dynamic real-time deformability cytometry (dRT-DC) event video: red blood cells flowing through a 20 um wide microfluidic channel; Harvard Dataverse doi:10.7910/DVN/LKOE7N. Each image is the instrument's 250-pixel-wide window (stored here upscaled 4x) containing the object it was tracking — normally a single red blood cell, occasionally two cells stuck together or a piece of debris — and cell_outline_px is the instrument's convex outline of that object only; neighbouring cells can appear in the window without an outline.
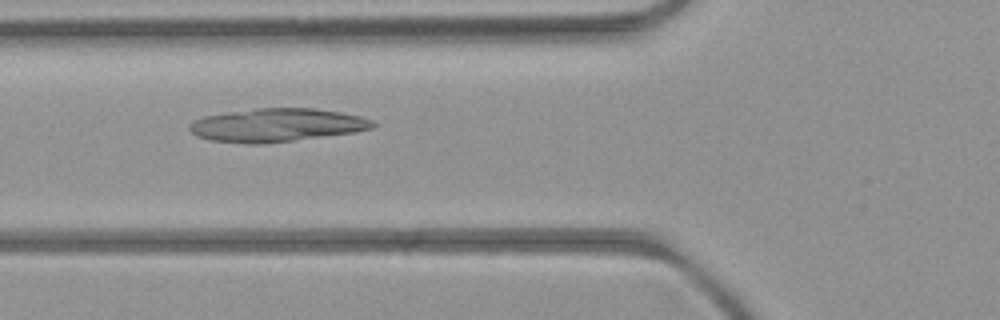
{"species": "common noctule bat (a hibernating species)", "species_latin": "Nyctalus noctula", "temperature_condition": "room temperature", "stored_images_in_passage": 8, "camera_frame_rate_fps": 3000, "um_per_image_px": 0.085, "animal": {"sex": "female", "body_mass_g": 21.9}, "frame": {"image": 1, "passage_image": 5, "time_ms": 5.333, "image_size_px": [1000, 320], "cell_outline_px": [[376, 128], [356, 132], [260, 144], [248, 144], [212, 140], [196, 136], [188, 128], [188, 124], [192, 120], [204, 116], [228, 112], [256, 108], [316, 108], [340, 112], [360, 116], [372, 120], [376, 124]], "centroid_in_image_um": [23.52, 10.63], "position_along_channel_um": 102.3, "area_um2": 35.6}}
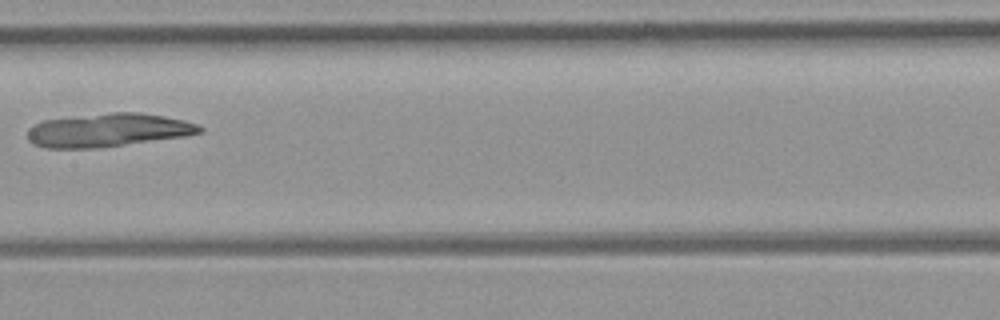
{"frame": {"image": 2, "passage_image": 7, "time_ms": 7.667, "image_size_px": [1000, 320], "cell_outline_px": [[204, 132], [184, 136], [96, 148], [48, 148], [32, 144], [28, 140], [28, 128], [44, 120], [112, 112], [140, 112], [164, 116], [184, 120], [196, 124], [204, 128]], "centroid_in_image_um": [9.19, 11.06], "position_along_channel_um": 198.2, "area_um2": 33.29}}
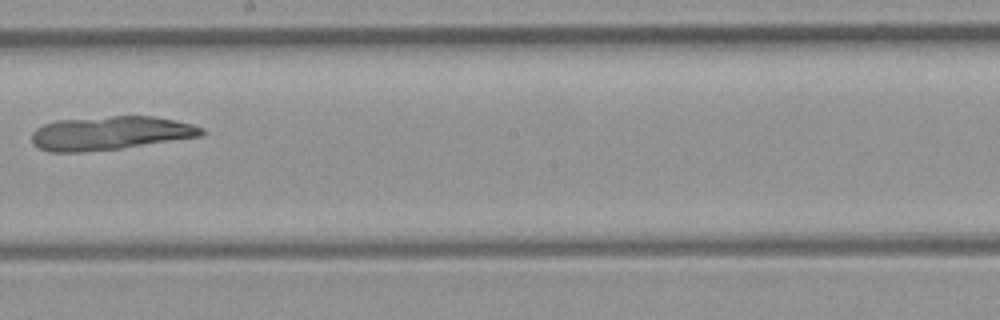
{"frame": {"image": 3, "passage_image": 8, "time_ms": 8.667, "image_size_px": [1000, 320], "cell_outline_px": [[204, 132], [200, 136], [120, 148], [80, 152], [48, 152], [32, 144], [32, 132], [36, 128], [44, 124], [56, 120], [112, 116], [152, 116], [192, 124], [204, 128]], "centroid_in_image_um": [9.31, 11.31], "position_along_channel_um": 238.9, "area_um2": 33.06}}